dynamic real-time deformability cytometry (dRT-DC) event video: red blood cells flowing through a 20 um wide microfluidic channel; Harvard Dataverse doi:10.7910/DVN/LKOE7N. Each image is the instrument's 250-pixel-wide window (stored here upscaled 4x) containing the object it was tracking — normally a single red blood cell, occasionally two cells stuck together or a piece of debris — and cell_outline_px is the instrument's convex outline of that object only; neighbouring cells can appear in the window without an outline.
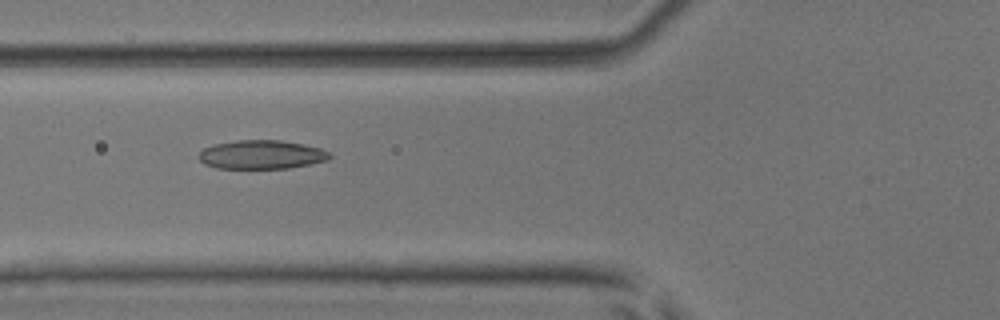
{"species": "common noctule bat (a hibernating species)", "species_latin": "Nyctalus noctula", "temperature_condition": "room temperature", "stored_images_in_passage": 4, "camera_frame_rate_fps": 3000, "um_per_image_px": 0.085, "animal": {"sex": "male", "body_mass_g": 17.9, "forearm_length_mm": 54.2}, "frame": {"image": 1, "passage_image": 4, "time_ms": 3.333, "image_size_px": [1000, 320], "cell_outline_px": [[332, 156], [328, 160], [288, 168], [216, 168], [204, 164], [200, 160], [200, 152], [204, 148], [216, 144], [236, 140], [280, 140], [304, 144], [320, 148], [328, 152]], "centroid_in_image_um": [22.24, 13.14], "position_along_channel_um": 103.6, "area_um2": 21.79}}